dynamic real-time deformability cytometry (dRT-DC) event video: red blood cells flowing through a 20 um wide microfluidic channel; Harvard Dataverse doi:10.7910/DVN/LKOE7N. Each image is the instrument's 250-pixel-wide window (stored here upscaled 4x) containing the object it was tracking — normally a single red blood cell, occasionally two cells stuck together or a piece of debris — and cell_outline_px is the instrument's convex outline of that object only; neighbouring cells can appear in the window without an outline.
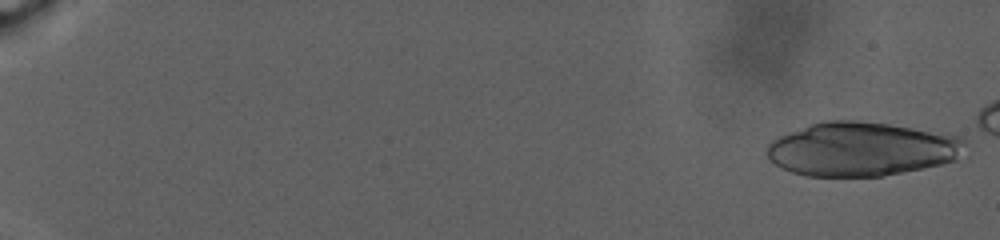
{"species": "human", "species_latin": "Homo sapiens", "temperature_condition": "warm", "stored_images_in_passage": 57, "camera_frame_rate_fps": 3000, "um_per_image_px": 0.085, "donor": {"sex": "male"}, "frame": {"image": 1, "passage_image": 1, "time_ms": 0.0, "image_size_px": [1000, 240], "cell_outline_px": [[968, 144], [956, 160], [940, 164], [880, 176], [804, 176], [792, 172], [776, 164], [764, 152], [764, 148], [772, 140], [788, 132], [808, 124], [824, 120], [856, 120], [888, 124], [968, 136]], "centroid_in_image_um": [73.26, 12.65], "position_along_channel_um": 11.7, "area_um2": 62.71}}